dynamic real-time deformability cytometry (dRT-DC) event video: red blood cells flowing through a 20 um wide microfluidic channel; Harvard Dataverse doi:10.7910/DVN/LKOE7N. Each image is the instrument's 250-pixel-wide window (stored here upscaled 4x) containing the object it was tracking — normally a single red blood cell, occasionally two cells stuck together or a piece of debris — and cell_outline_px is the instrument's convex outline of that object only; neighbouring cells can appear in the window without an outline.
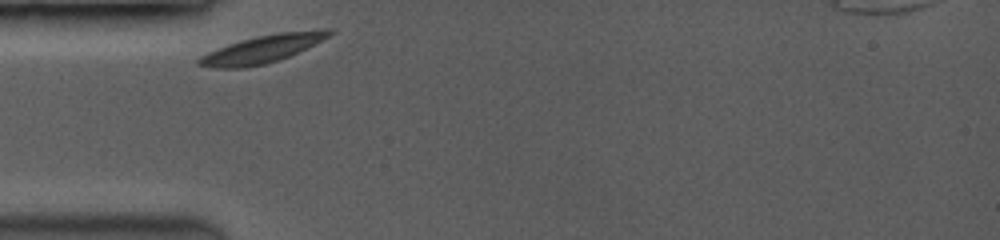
{"species": "common noctule bat (a hibernating species)", "species_latin": "Nyctalus noctula", "temperature_condition": "room temperature", "stored_images_in_passage": 31, "camera_frame_rate_fps": 3500, "um_per_image_px": 0.085, "animal": {"sex": "female", "body_mass_g": 19.0, "forearm_length_mm": 53.3}, "frame": {"image": 1, "passage_image": 1, "time_ms": 0.0, "image_size_px": [1000, 240], "cell_outline_px": [[332, 32], [328, 36], [288, 56], [264, 64], [244, 68], [212, 68], [196, 64], [196, 60], [200, 56], [208, 52], [228, 44], [240, 40], [256, 36], [276, 32], [324, 28], [332, 28]], "centroid_in_image_um": [22.24, 4.15], "position_along_channel_um": 62.8, "area_um2": 20.87}}
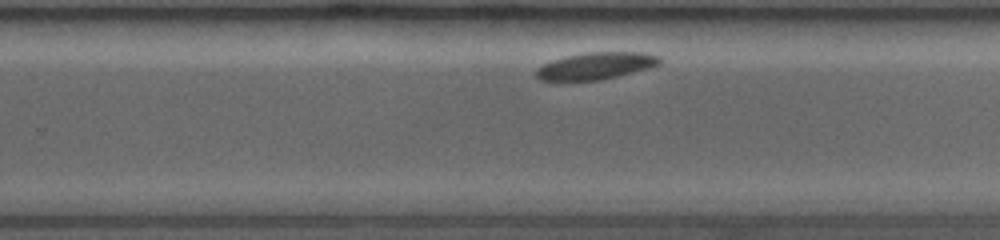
{"frame": {"image": 2, "passage_image": 20, "time_ms": 6.0, "image_size_px": [1000, 240], "cell_outline_px": [[660, 64], [648, 68], [600, 80], [540, 80], [536, 76], [536, 72], [544, 64], [552, 60], [568, 56], [588, 52], [648, 52], [660, 56]], "centroid_in_image_um": [50.7, 5.58], "position_along_channel_um": 279.1, "area_um2": 19.07}}
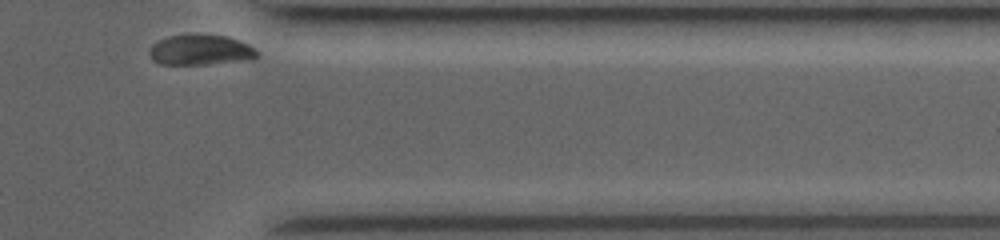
{"frame": {"image": 3, "passage_image": 31, "time_ms": 9.143, "image_size_px": [1000, 240], "cell_outline_px": [[260, 56], [252, 60], [200, 64], [160, 64], [152, 60], [152, 44], [168, 36], [228, 36], [240, 40], [256, 48], [260, 52]], "centroid_in_image_um": [17.16, 4.27], "position_along_channel_um": 394.2, "area_um2": 18.67}}